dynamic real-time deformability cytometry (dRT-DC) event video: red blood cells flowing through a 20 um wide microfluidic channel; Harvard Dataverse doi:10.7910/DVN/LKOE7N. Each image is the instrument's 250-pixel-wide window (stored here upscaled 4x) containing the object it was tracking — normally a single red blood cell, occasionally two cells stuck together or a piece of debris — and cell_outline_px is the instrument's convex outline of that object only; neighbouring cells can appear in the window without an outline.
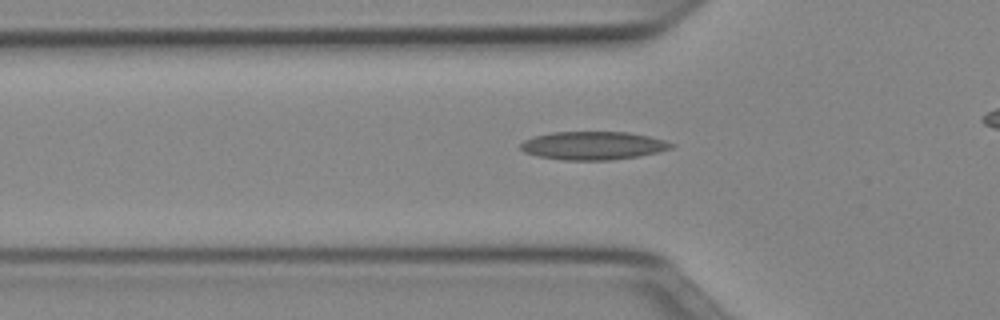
{"species": "Egyptian fruit bat (a non-hibernating species)", "species_latin": "Rousettus aegyptiacus", "temperature_condition": "cold", "stored_images_in_passage": 42, "camera_frame_rate_fps": 3000, "um_per_image_px": 0.085, "animal": {"sex": "female"}, "frame": {"image": 1, "passage_image": 17, "time_ms": 5.333, "image_size_px": [1000, 320], "cell_outline_px": [[676, 144], [672, 148], [656, 152], [636, 156], [612, 160], [564, 160], [540, 156], [524, 152], [520, 148], [520, 144], [524, 140], [532, 136], [552, 132], [628, 132], [648, 136], [664, 140]], "centroid_in_image_um": [50.39, 12.37], "position_along_channel_um": 75.4, "area_um2": 24.68}}
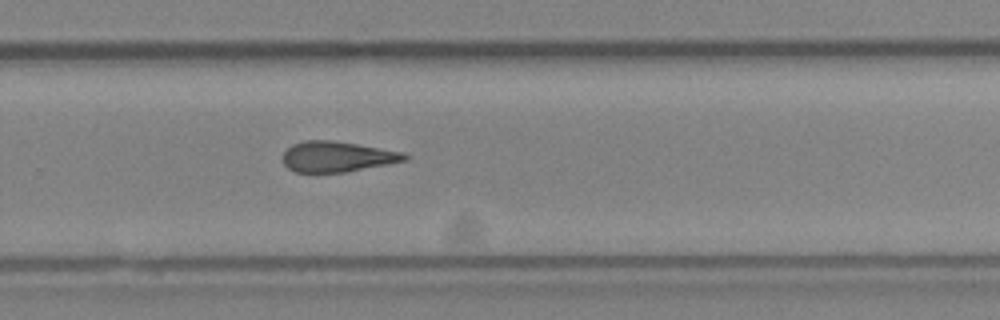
{"frame": {"image": 2, "passage_image": 34, "time_ms": 11.0, "image_size_px": [1000, 320], "cell_outline_px": [[412, 156], [408, 160], [388, 164], [344, 172], [296, 172], [288, 168], [284, 164], [280, 156], [292, 144], [304, 140], [332, 140], [404, 152]], "centroid_in_image_um": [28.66, 13.31], "position_along_channel_um": 301.1, "area_um2": 21.79}}
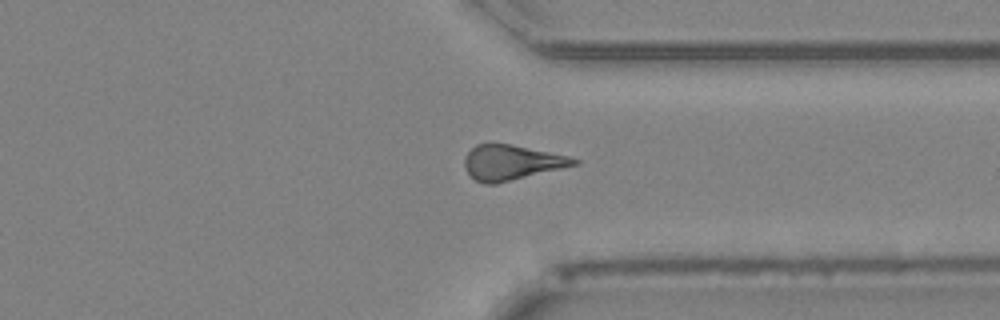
{"frame": {"image": 3, "passage_image": 39, "time_ms": 12.667, "image_size_px": [1000, 320], "cell_outline_px": [[580, 164], [496, 184], [484, 184], [476, 180], [464, 168], [464, 160], [468, 152], [476, 144], [512, 144], [568, 156], [580, 160]], "centroid_in_image_um": [43.49, 13.82], "position_along_channel_um": 367.9, "area_um2": 22.25}}